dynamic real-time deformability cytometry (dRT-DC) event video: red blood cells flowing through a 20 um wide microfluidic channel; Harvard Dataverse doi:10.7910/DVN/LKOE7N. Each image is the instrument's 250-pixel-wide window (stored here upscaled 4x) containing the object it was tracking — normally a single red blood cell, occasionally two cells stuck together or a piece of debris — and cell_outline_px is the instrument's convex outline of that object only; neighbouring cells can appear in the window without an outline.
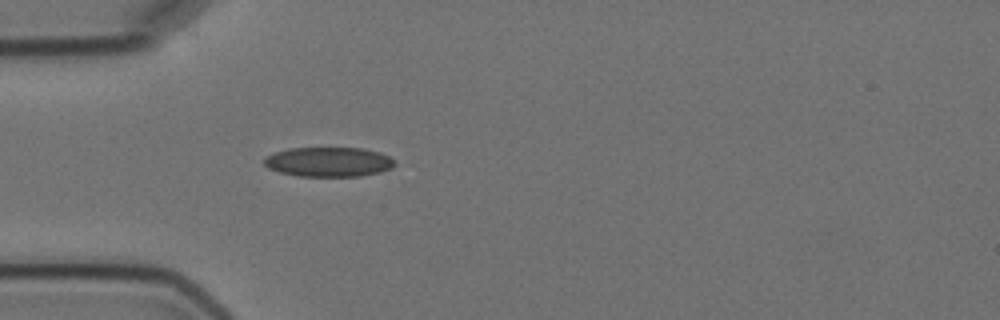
{"species": "Egyptian fruit bat (a non-hibernating species)", "species_latin": "Rousettus aegyptiacus", "temperature_condition": "cold", "stored_images_in_passage": 2, "camera_frame_rate_fps": 3000, "um_per_image_px": 0.085, "animal": {"sex": "female"}, "frame": {"image": 1, "passage_image": 2, "time_ms": 1.333, "image_size_px": [1000, 320], "cell_outline_px": [[396, 164], [392, 168], [380, 172], [360, 176], [296, 176], [280, 172], [268, 168], [264, 164], [264, 156], [272, 152], [288, 148], [364, 148], [380, 152], [396, 160]], "centroid_in_image_um": [27.93, 13.75], "position_along_channel_um": 57.1, "area_um2": 22.83}}